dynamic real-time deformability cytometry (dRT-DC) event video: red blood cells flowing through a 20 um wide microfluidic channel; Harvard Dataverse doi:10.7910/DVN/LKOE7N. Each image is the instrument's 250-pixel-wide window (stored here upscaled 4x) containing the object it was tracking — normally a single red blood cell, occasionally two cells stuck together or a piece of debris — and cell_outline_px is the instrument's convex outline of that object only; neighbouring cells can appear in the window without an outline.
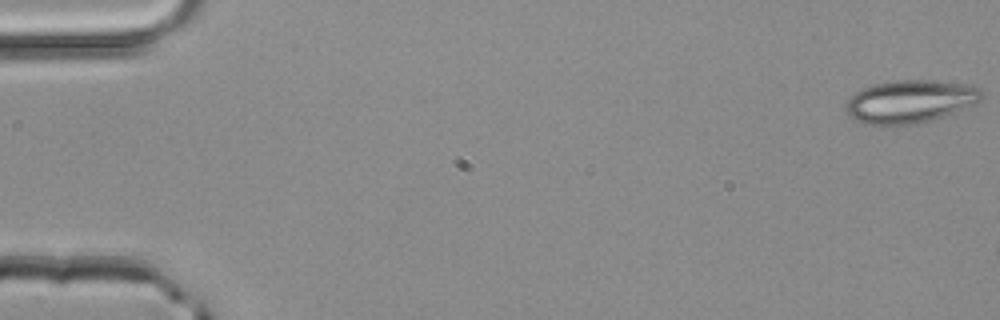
{"species": "common noctule bat (a hibernating species)", "species_latin": "Nyctalus noctula", "temperature_condition": "room temperature", "stored_images_in_passage": 3, "camera_frame_rate_fps": 3000, "um_per_image_px": 0.085, "animal": {"sex": "male", "body_mass_g": 20.4}, "frame": {"image": 1, "passage_image": 1, "time_ms": 0.0, "image_size_px": [1000, 320], "cell_outline_px": [[984, 96], [976, 108], [920, 124], [868, 124], [852, 120], [848, 116], [848, 100], [856, 92], [864, 88], [876, 84], [896, 80], [936, 80], [972, 84], [980, 88], [984, 92]], "centroid_in_image_um": [77.55, 8.63], "position_along_channel_um": 7.5, "area_um2": 34.85}}